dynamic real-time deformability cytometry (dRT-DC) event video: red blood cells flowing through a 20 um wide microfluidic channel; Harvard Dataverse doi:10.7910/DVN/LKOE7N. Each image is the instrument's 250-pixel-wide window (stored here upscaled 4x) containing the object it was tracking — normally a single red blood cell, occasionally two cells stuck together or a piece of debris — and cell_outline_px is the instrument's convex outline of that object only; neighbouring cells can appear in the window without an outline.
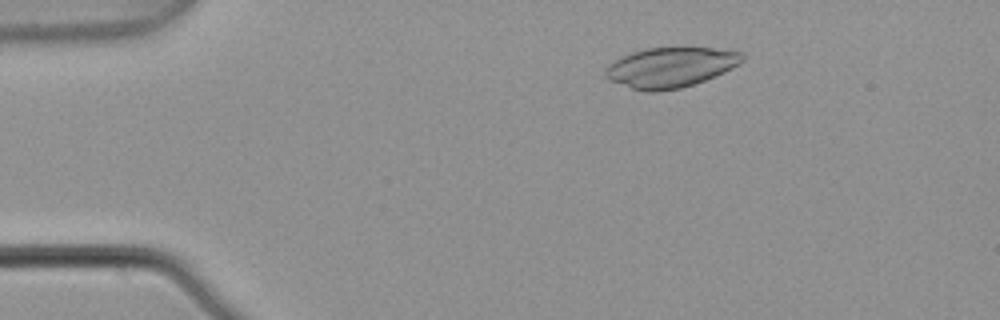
{"species": "common noctule bat (a hibernating species)", "species_latin": "Nyctalus noctula", "temperature_condition": "warm", "stored_images_in_passage": 4, "camera_frame_rate_fps": 3000, "um_per_image_px": 0.085, "animal": {"sex": "male", "body_mass_g": 21.5, "forearm_length_mm": 52.0}, "frame": {"image": 1, "passage_image": 3, "time_ms": 0.667, "image_size_px": [1000, 320], "cell_outline_px": [[744, 60], [740, 64], [724, 72], [704, 80], [680, 88], [652, 92], [648, 92], [632, 88], [608, 80], [604, 76], [604, 68], [608, 64], [620, 56], [632, 52], [648, 48], [712, 48], [744, 52]], "centroid_in_image_um": [56.96, 5.72], "position_along_channel_um": 28.0, "area_um2": 31.96}}